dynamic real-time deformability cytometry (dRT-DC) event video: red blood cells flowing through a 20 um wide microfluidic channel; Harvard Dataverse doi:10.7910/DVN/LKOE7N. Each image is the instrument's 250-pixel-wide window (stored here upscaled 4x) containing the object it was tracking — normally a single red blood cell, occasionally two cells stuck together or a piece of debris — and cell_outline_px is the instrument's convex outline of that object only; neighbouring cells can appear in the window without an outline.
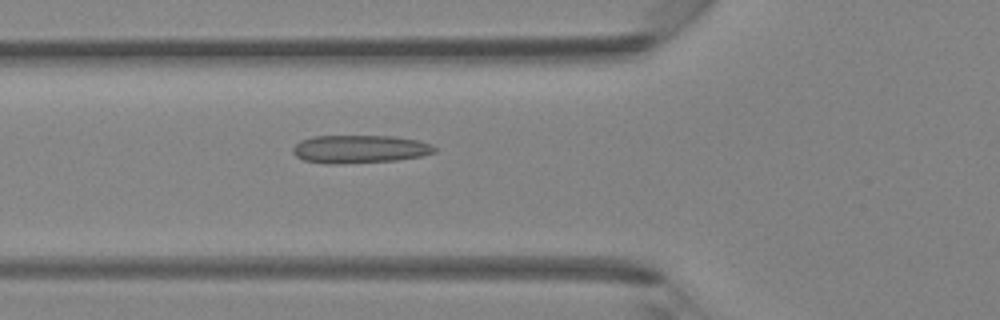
{"species": "Egyptian fruit bat (a non-hibernating species)", "species_latin": "Rousettus aegyptiacus", "temperature_condition": "room temperature", "stored_images_in_passage": 41, "camera_frame_rate_fps": 3000, "um_per_image_px": 0.085, "animal": {"sex": "female"}, "frame": {"image": 1, "passage_image": 14, "time_ms": 4.333, "image_size_px": [1000, 320], "cell_outline_px": [[436, 152], [420, 156], [396, 160], [340, 164], [328, 164], [304, 160], [296, 156], [292, 152], [292, 148], [300, 140], [312, 136], [396, 136], [420, 140], [432, 144], [436, 148]], "centroid_in_image_um": [30.58, 12.66], "position_along_channel_um": 95.2, "area_um2": 23.35}}
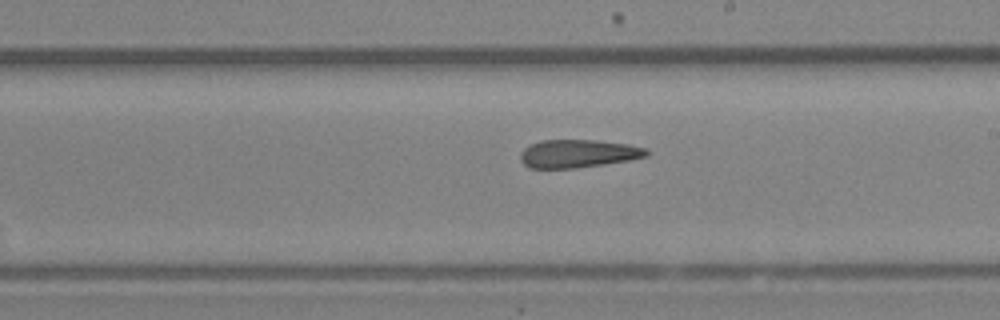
{"frame": {"image": 2, "passage_image": 23, "time_ms": 7.333, "image_size_px": [1000, 320], "cell_outline_px": [[652, 152], [648, 156], [632, 160], [576, 168], [528, 168], [520, 160], [520, 152], [528, 144], [540, 140], [596, 140], [628, 144], [648, 148]], "centroid_in_image_um": [49.17, 13.05], "position_along_channel_um": 239.8, "area_um2": 21.04}}
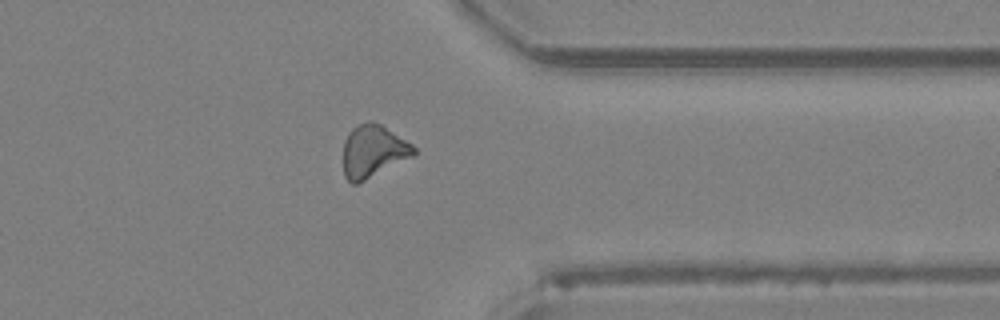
{"frame": {"image": 3, "passage_image": 32, "time_ms": 10.333, "image_size_px": [1000, 320], "cell_outline_px": [[416, 152], [412, 156], [356, 184], [352, 184], [344, 176], [344, 140], [348, 132], [352, 128], [368, 120], [372, 120], [380, 124], [412, 144], [416, 148]], "centroid_in_image_um": [31.69, 12.83], "position_along_channel_um": 379.7, "area_um2": 21.21}}